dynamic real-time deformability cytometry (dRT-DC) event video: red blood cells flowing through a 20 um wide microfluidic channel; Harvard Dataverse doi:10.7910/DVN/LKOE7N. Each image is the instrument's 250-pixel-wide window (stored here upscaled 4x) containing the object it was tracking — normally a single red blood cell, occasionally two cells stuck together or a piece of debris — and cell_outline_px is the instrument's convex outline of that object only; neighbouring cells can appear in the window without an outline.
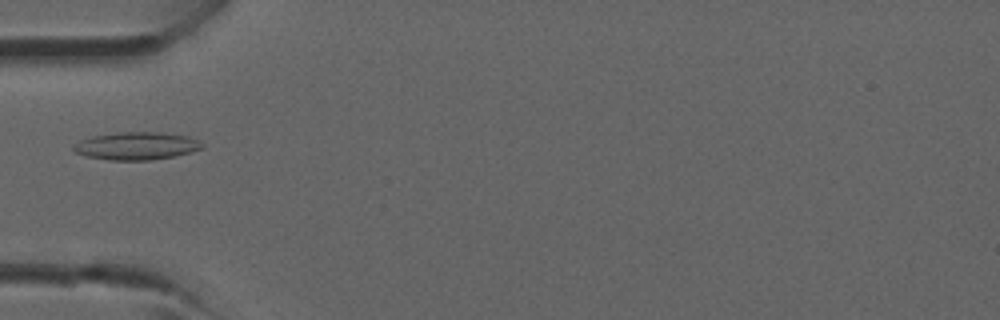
{"species": "common noctule bat (a hibernating species)", "species_latin": "Nyctalus noctula", "temperature_condition": "room temperature", "stored_images_in_passage": 4, "camera_frame_rate_fps": 3000, "um_per_image_px": 0.085, "animal": {"sex": "male", "forearm_length_mm": 52.5}, "frame": {"image": 1, "passage_image": 4, "time_ms": 3.333, "image_size_px": [1000, 320], "cell_outline_px": [[204, 148], [172, 156], [148, 160], [108, 160], [88, 156], [76, 152], [72, 148], [80, 140], [92, 136], [120, 132], [160, 132], [188, 136], [204, 144]], "centroid_in_image_um": [11.6, 12.39], "position_along_channel_um": 73.4, "area_um2": 20.46}}